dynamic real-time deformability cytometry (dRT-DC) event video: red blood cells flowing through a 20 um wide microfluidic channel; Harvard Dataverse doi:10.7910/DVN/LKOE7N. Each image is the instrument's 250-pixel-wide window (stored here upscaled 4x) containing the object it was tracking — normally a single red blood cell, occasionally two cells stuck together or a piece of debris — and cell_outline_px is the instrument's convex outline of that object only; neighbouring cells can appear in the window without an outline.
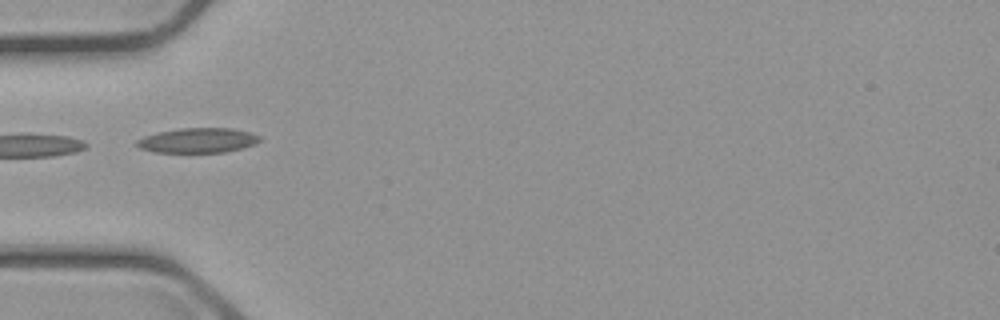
{"species": "common noctule bat (a hibernating species)", "species_latin": "Nyctalus noctula", "temperature_condition": "cold", "stored_images_in_passage": 4, "camera_frame_rate_fps": 3000, "um_per_image_px": 0.085, "animal": {"sex": "male", "body_mass_g": 23.1, "forearm_length_mm": 52.7}, "frame": {"image": 1, "passage_image": 2, "time_ms": 1.0, "image_size_px": [1000, 320], "cell_outline_px": [[260, 140], [256, 144], [224, 152], [152, 152], [140, 148], [136, 144], [136, 140], [144, 136], [160, 132], [180, 128], [232, 128], [248, 132], [260, 136]], "centroid_in_image_um": [16.8, 11.93], "position_along_channel_um": 68.2, "area_um2": 17.63}}
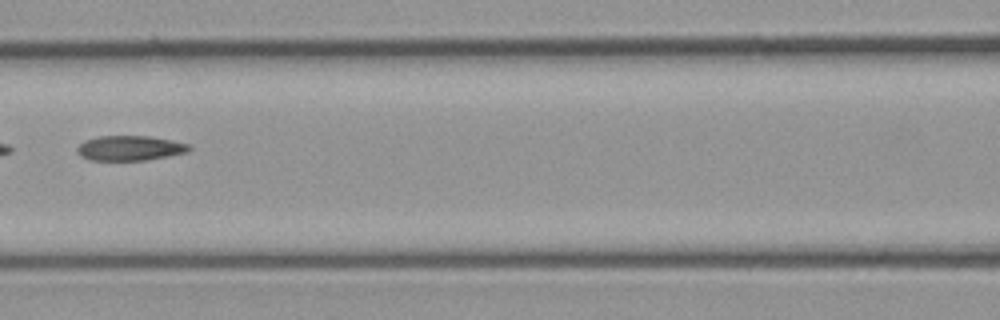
{"frame": {"image": 2, "passage_image": 4, "time_ms": 3.333, "image_size_px": [1000, 320], "cell_outline_px": [[192, 148], [188, 152], [168, 156], [144, 160], [92, 160], [80, 156], [76, 152], [76, 148], [84, 140], [96, 136], [148, 136], [172, 140], [188, 144]], "centroid_in_image_um": [11.02, 12.58], "position_along_channel_um": 155.6, "area_um2": 16.3}}